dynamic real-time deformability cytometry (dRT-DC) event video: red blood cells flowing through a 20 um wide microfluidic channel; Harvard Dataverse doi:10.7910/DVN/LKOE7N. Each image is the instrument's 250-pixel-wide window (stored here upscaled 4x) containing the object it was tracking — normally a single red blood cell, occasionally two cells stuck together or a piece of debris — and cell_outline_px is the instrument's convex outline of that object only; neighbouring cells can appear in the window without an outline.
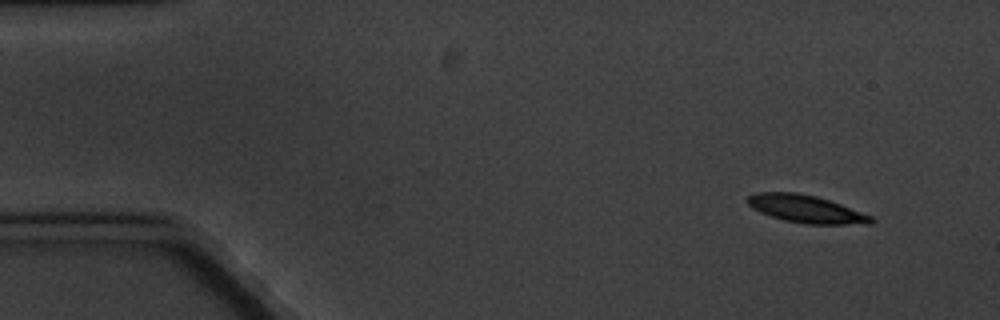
{"species": "common noctule bat (a hibernating species)", "species_latin": "Nyctalus noctula", "temperature_condition": "cold", "stored_images_in_passage": 10, "camera_frame_rate_fps": 3000, "um_per_image_px": 0.085, "animal": {"sex": "male", "body_mass_g": 20.1, "forearm_length_mm": 53.5}, "frame": {"image": 1, "passage_image": 1, "time_ms": 0.0, "image_size_px": [1000, 320], "cell_outline_px": [[876, 220], [872, 224], [804, 224], [784, 220], [760, 212], [752, 208], [748, 204], [748, 196], [756, 192], [796, 192], [816, 196], [840, 204], [872, 216]], "centroid_in_image_um": [68.52, 17.77], "position_along_channel_um": 16.5, "area_um2": 19.83}}
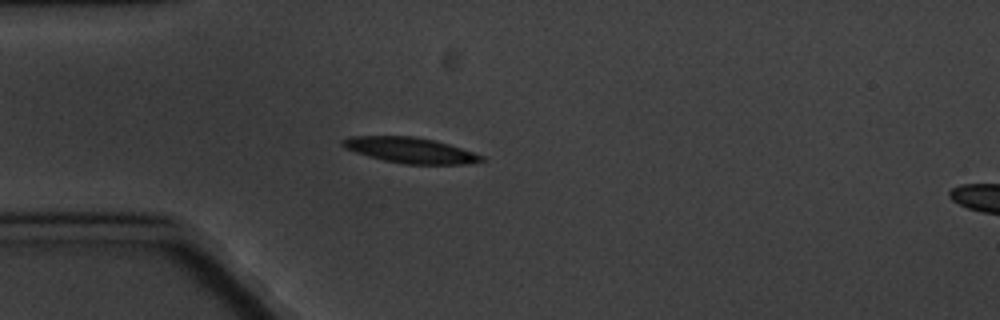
{"frame": {"image": 2, "passage_image": 4, "time_ms": 3.667, "image_size_px": [1000, 320], "cell_outline_px": [[484, 160], [464, 164], [404, 164], [384, 160], [368, 156], [344, 148], [340, 144], [340, 140], [352, 136], [412, 136], [432, 140], [448, 144], [484, 156]], "centroid_in_image_um": [34.81, 12.77], "position_along_channel_um": 50.2, "area_um2": 20.46}}
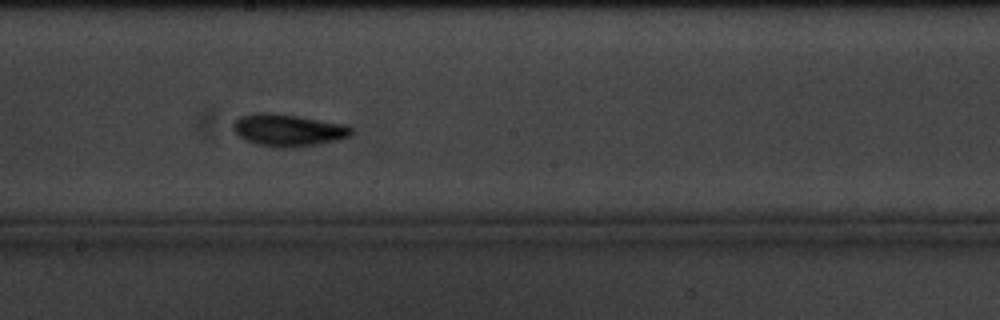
{"frame": {"image": 3, "passage_image": 9, "time_ms": 9.333, "image_size_px": [1000, 320], "cell_outline_px": [[352, 132], [348, 136], [336, 140], [320, 144], [292, 148], [280, 148], [256, 144], [244, 140], [232, 128], [232, 124], [240, 116], [256, 112], [272, 112], [348, 124], [352, 128]], "centroid_in_image_um": [24.48, 11.06], "position_along_channel_um": 223.7, "area_um2": 22.37}}